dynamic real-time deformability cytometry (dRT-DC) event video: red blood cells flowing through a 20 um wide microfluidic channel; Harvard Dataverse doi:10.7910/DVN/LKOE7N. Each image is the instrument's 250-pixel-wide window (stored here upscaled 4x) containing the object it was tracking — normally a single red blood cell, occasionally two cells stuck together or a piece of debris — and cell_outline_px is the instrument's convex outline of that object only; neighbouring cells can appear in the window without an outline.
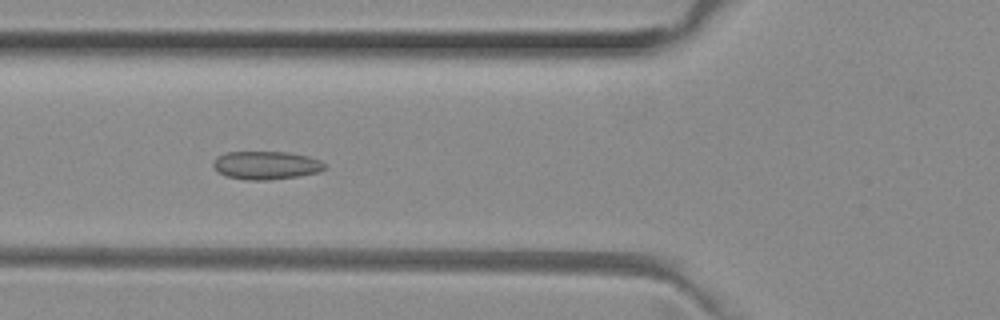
{"species": "common noctule bat (a hibernating species)", "species_latin": "Nyctalus noctula", "temperature_condition": "room temperature", "stored_images_in_passage": 54, "camera_frame_rate_fps": 3000, "um_per_image_px": 0.085, "animal": {"sex": "female", "body_mass_g": 29.2, "forearm_length_mm": 56.3}, "frame": {"image": 1, "passage_image": 20, "time_ms": 6.333, "image_size_px": [1000, 320], "cell_outline_px": [[324, 168], [320, 172], [296, 176], [268, 180], [248, 180], [228, 176], [212, 168], [212, 160], [216, 156], [228, 152], [288, 152], [308, 156], [320, 160], [324, 164]], "centroid_in_image_um": [22.58, 14.04], "position_along_channel_um": 103.2, "area_um2": 18.26}}
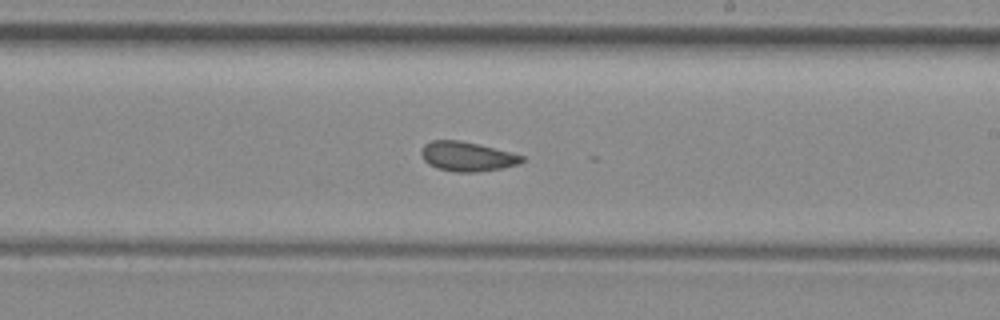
{"frame": {"image": 2, "passage_image": 31, "time_ms": 10.0, "image_size_px": [1000, 320], "cell_outline_px": [[524, 160], [520, 164], [500, 168], [476, 172], [456, 172], [436, 168], [428, 164], [424, 160], [420, 152], [424, 144], [432, 140], [460, 140], [512, 152], [524, 156]], "centroid_in_image_um": [39.69, 13.3], "position_along_channel_um": 249.3, "area_um2": 17.34}}
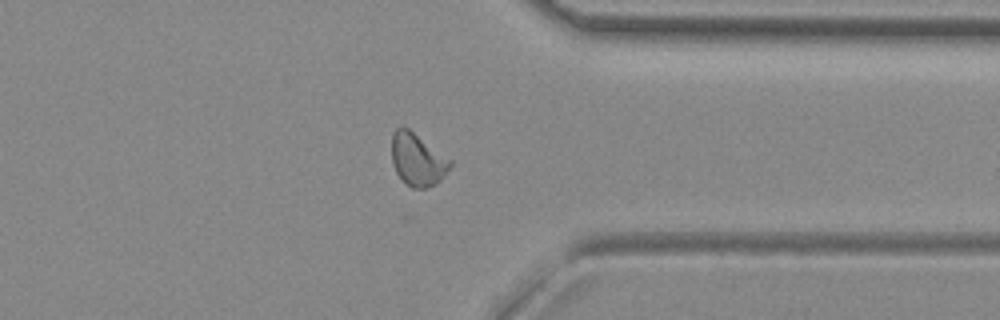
{"frame": {"image": 3, "passage_image": 41, "time_ms": 13.333, "image_size_px": [1000, 320], "cell_outline_px": [[452, 164], [440, 180], [436, 184], [424, 188], [412, 188], [396, 172], [392, 164], [392, 132], [396, 128], [408, 128], [452, 160]], "centroid_in_image_um": [35.48, 13.56], "position_along_channel_um": 375.9, "area_um2": 17.63}}